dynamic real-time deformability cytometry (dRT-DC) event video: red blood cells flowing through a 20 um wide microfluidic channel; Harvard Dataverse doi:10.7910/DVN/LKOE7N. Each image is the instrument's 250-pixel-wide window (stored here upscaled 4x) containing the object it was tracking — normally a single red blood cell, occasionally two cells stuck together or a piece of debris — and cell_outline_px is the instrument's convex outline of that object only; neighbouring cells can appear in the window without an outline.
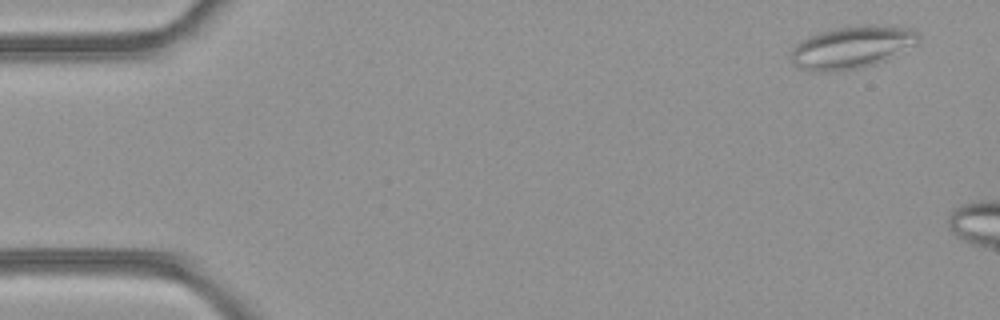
{"species": "common noctule bat (a hibernating species)", "species_latin": "Nyctalus noctula", "temperature_condition": "room temperature", "stored_images_in_passage": 5, "camera_frame_rate_fps": 3000, "um_per_image_px": 0.085, "animal": {"sex": "female", "body_mass_g": 21.9}, "frame": {"image": 1, "passage_image": 1, "time_ms": 0.0, "image_size_px": [1000, 320], "cell_outline_px": [[920, 40], [916, 44], [884, 60], [872, 64], [856, 68], [832, 72], [812, 72], [800, 68], [792, 64], [792, 48], [800, 40], [820, 32], [832, 28], [864, 24], [872, 24], [908, 28], [916, 32], [920, 36]], "centroid_in_image_um": [72.37, 4.01], "position_along_channel_um": 12.6, "area_um2": 31.44}}